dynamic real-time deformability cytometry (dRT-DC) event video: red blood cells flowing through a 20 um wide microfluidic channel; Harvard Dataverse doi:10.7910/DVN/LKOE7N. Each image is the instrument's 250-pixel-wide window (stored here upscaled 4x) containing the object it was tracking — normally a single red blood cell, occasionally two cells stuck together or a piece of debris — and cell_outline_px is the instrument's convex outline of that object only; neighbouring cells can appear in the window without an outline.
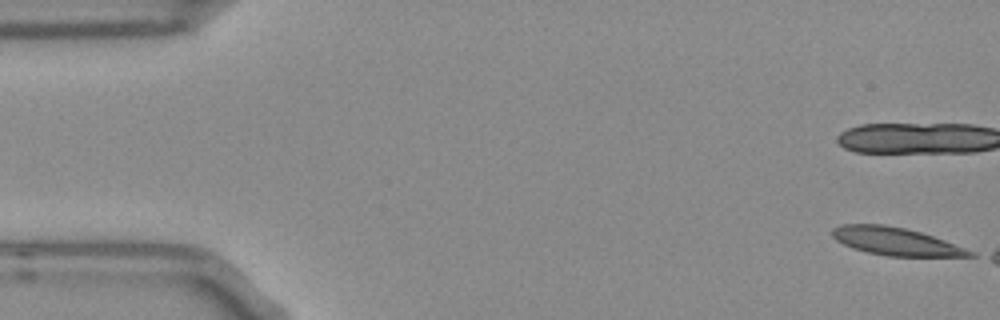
{"species": "Egyptian fruit bat (a non-hibernating species)", "species_latin": "Rousettus aegyptiacus", "temperature_condition": "room temperature", "stored_images_in_passage": 13, "camera_frame_rate_fps": 3000, "um_per_image_px": 0.085, "frame": {"image": 1, "passage_image": 1, "time_ms": 0.0, "image_size_px": [1000, 320], "cell_outline_px": [[976, 256], [888, 256], [868, 252], [852, 248], [836, 240], [832, 236], [832, 228], [840, 224], [884, 224], [904, 228], [920, 232], [944, 240], [976, 252]], "centroid_in_image_um": [76.11, 20.51], "position_along_channel_um": 8.9, "area_um2": 22.14}}